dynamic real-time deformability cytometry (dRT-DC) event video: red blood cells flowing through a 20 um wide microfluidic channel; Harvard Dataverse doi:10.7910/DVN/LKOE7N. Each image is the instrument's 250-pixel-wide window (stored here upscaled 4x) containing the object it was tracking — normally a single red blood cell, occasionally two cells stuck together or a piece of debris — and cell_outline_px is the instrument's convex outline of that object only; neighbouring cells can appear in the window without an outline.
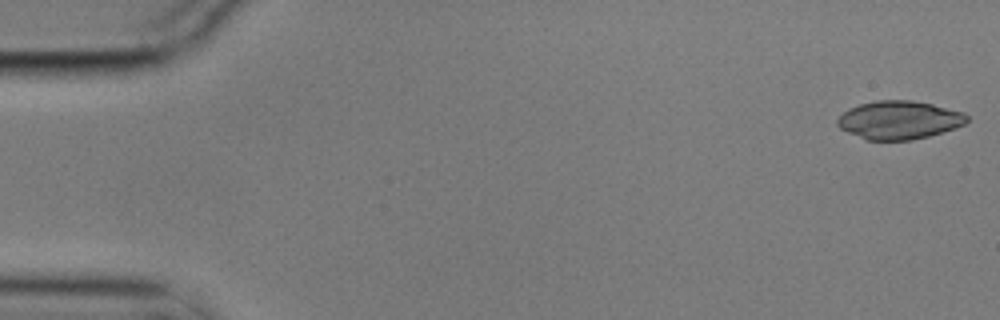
{"species": "common noctule bat (a hibernating species)", "species_latin": "Nyctalus noctula", "temperature_condition": "cold", "stored_images_in_passage": 5, "camera_frame_rate_fps": 3000, "um_per_image_px": 0.085, "animal": {"sex": "male", "body_mass_g": 17.9}, "frame": {"image": 1, "passage_image": 1, "time_ms": 0.0, "image_size_px": [1000, 320], "cell_outline_px": [[968, 120], [964, 124], [956, 128], [928, 136], [912, 140], [868, 140], [848, 132], [840, 128], [836, 124], [836, 120], [848, 108], [860, 104], [876, 100], [912, 100], [932, 104], [964, 112], [968, 116]], "centroid_in_image_um": [76.43, 10.19], "position_along_channel_um": 8.6, "area_um2": 28.9}}